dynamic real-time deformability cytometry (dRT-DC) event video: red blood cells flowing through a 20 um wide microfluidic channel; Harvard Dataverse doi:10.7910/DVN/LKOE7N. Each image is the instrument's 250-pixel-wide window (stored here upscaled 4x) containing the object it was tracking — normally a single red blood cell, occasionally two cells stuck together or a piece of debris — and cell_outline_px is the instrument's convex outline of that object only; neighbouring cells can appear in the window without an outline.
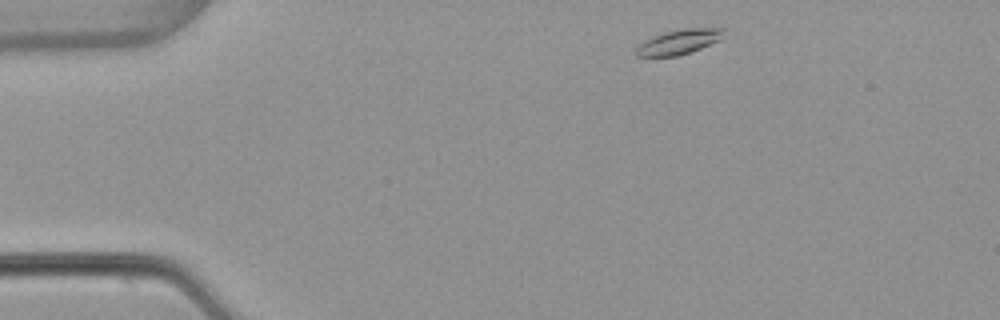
{"species": "common noctule bat (a hibernating species)", "species_latin": "Nyctalus noctula", "temperature_condition": "warm", "stored_images_in_passage": 47, "camera_frame_rate_fps": 3000, "um_per_image_px": 0.085, "animal": {"sex": "female", "body_mass_g": 22.7, "forearm_length_mm": 54.2}, "frame": {"image": 1, "passage_image": 2, "time_ms": 0.333, "image_size_px": [1000, 320], "cell_outline_px": [[724, 28], [720, 40], [700, 48], [676, 56], [636, 56], [636, 48], [644, 40], [652, 36], [664, 32], [684, 28]], "centroid_in_image_um": [57.67, 3.55], "position_along_channel_um": 27.3, "area_um2": 12.43}}
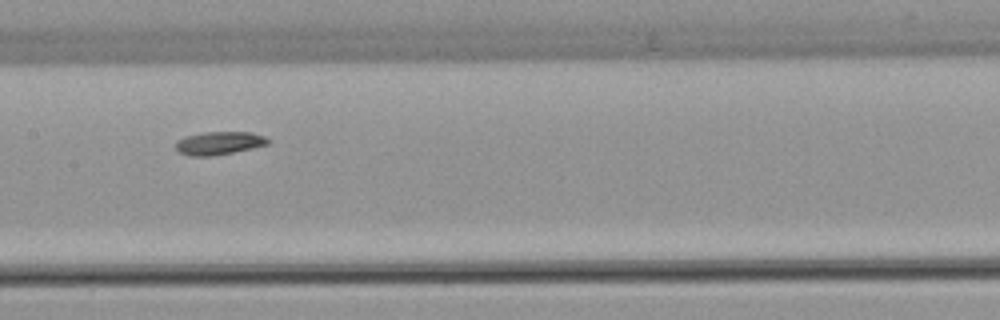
{"frame": {"image": 2, "passage_image": 20, "time_ms": 6.333, "image_size_px": [1000, 320], "cell_outline_px": [[272, 140], [268, 144], [252, 148], [212, 156], [188, 156], [180, 152], [176, 148], [176, 140], [184, 136], [204, 132], [252, 132], [264, 136]], "centroid_in_image_um": [18.62, 12.15], "position_along_channel_um": 188.8, "area_um2": 12.48}}
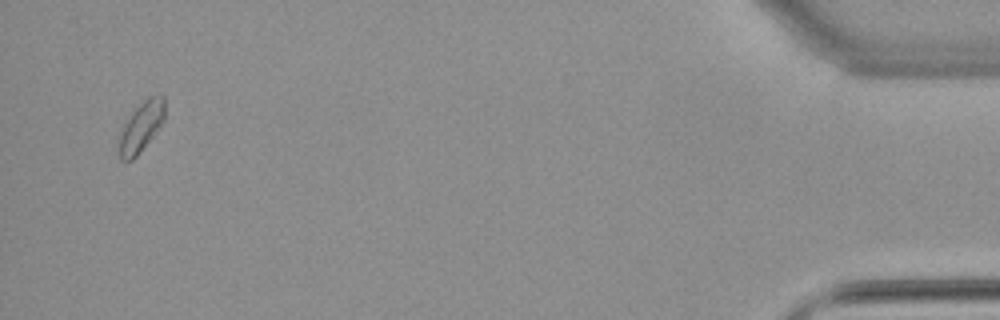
{"frame": {"image": 3, "passage_image": 45, "time_ms": 14.667, "image_size_px": [1000, 320], "cell_outline_px": [[164, 120], [152, 136], [136, 156], [132, 160], [120, 160], [120, 132], [124, 124], [132, 112], [148, 96], [164, 96]], "centroid_in_image_um": [12.0, 10.76], "position_along_channel_um": 423.2, "area_um2": 12.77}, "authors_computed_cell_mechanics": {"area_um2": 12.6582, "velocity_mm_per_s": 3.8143, "shape_relaxation_time_tau1_ms": 10.0734, "shape_relaxation_time_tau2_ms": 5.3169, "deformation_change_tau1": 0.1316, "deformation_change_tau2": 0.0912}}